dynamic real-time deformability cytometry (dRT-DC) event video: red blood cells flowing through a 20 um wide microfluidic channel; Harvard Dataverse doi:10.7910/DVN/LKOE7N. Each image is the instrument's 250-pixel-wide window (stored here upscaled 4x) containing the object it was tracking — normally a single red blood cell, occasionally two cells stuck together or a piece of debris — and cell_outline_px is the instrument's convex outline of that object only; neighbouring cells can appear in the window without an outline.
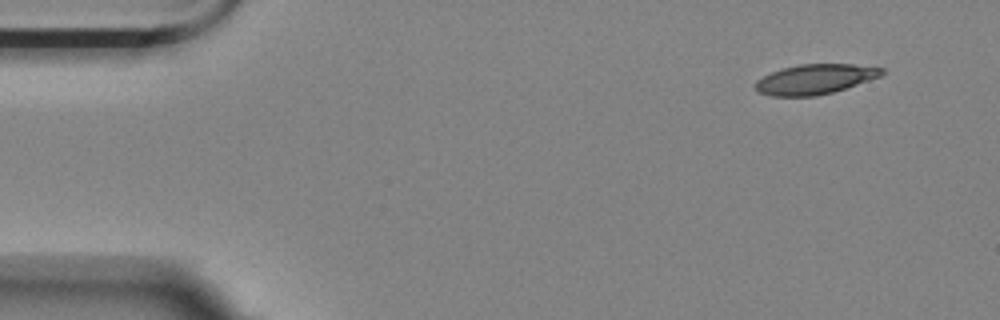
{"species": "Egyptian fruit bat (a non-hibernating species)", "species_latin": "Rousettus aegyptiacus", "temperature_condition": "room temperature", "stored_images_in_passage": 3, "camera_frame_rate_fps": 3000, "um_per_image_px": 0.085, "animal": {"sex": "female"}, "frame": {"image": 1, "passage_image": 3, "time_ms": 2.333, "image_size_px": [1000, 320], "cell_outline_px": [[884, 72], [880, 76], [832, 92], [816, 96], [772, 96], [760, 92], [756, 88], [756, 80], [772, 72], [784, 68], [800, 64], [852, 64], [884, 68]], "centroid_in_image_um": [69.27, 6.73], "position_along_channel_um": 15.7, "area_um2": 21.62}}